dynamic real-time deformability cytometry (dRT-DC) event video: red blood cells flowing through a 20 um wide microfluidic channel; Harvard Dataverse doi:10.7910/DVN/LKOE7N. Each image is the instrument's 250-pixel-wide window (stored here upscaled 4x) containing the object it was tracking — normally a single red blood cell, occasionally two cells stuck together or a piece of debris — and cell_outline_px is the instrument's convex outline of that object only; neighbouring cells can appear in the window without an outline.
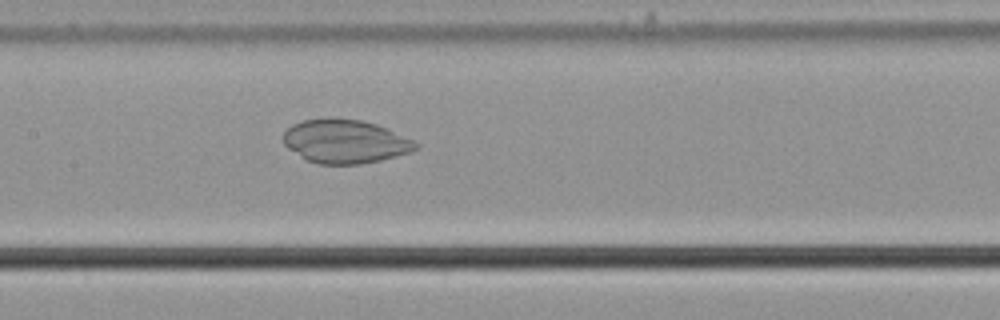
{"species": "common noctule bat (a hibernating species)", "species_latin": "Nyctalus noctula", "temperature_condition": "cold", "stored_images_in_passage": 38, "camera_frame_rate_fps": 3000, "um_per_image_px": 0.085, "animal": {"sex": "male", "body_mass_g": 21.5, "forearm_length_mm": 52.0}, "frame": {"image": 1, "passage_image": 10, "time_ms": 3.0, "image_size_px": [1000, 320], "cell_outline_px": [[420, 144], [412, 152], [380, 160], [360, 164], [316, 164], [308, 160], [288, 148], [284, 144], [284, 132], [292, 124], [304, 120], [324, 116], [332, 116], [360, 120], [376, 124], [388, 128]], "centroid_in_image_um": [29.33, 11.99], "position_along_channel_um": 178.1, "area_um2": 33.93}}
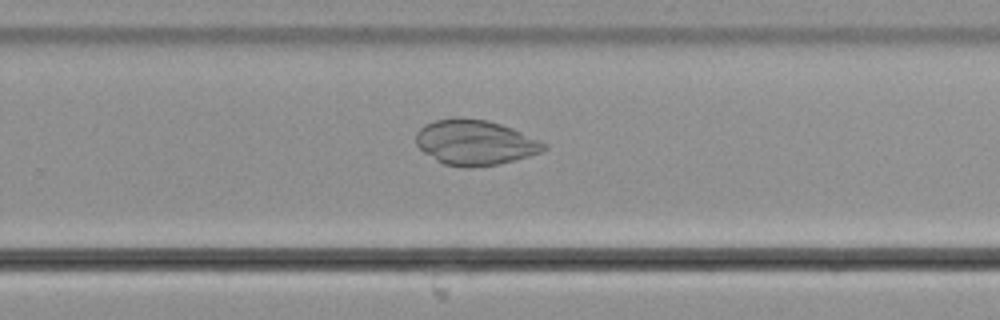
{"frame": {"image": 2, "passage_image": 19, "time_ms": 6.0, "image_size_px": [1000, 320], "cell_outline_px": [[548, 148], [540, 152], [528, 156], [496, 164], [468, 168], [464, 168], [444, 164], [436, 160], [424, 152], [416, 144], [416, 132], [424, 124], [432, 120], [456, 116], [488, 120], [512, 128], [548, 144]], "centroid_in_image_um": [40.34, 12.09], "position_along_channel_um": 289.5, "area_um2": 33.81}}
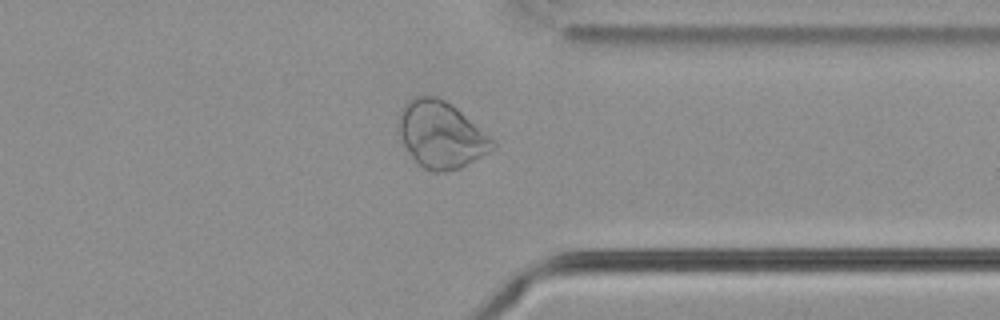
{"frame": {"image": 3, "passage_image": 26, "time_ms": 8.333, "image_size_px": [1000, 320], "cell_outline_px": [[496, 144], [488, 152], [460, 168], [444, 172], [432, 172], [424, 168], [412, 156], [404, 144], [396, 124], [400, 112], [404, 104], [408, 100], [416, 96], [436, 96], [452, 104], [496, 140]], "centroid_in_image_um": [37.49, 11.43], "position_along_channel_um": 373.9, "area_um2": 36.41}}